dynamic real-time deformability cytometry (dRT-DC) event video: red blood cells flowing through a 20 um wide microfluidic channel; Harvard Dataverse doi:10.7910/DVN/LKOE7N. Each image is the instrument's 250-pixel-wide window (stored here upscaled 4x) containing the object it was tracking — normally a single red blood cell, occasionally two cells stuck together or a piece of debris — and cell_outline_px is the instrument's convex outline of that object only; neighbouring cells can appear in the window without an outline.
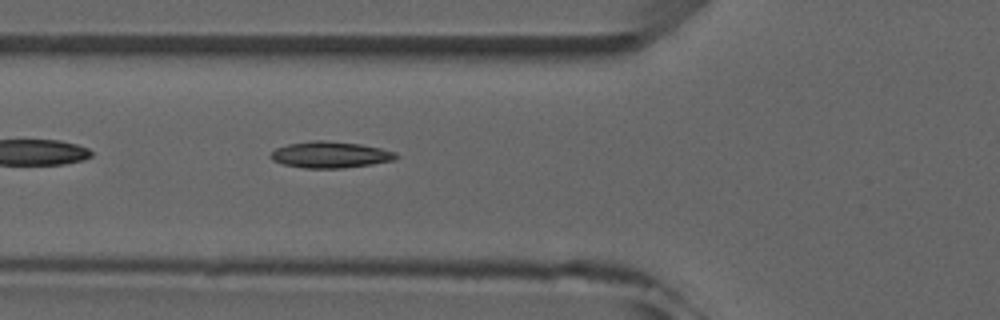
{"species": "common noctule bat (a hibernating species)", "species_latin": "Nyctalus noctula", "temperature_condition": "room temperature", "stored_images_in_passage": 5, "camera_frame_rate_fps": 3000, "um_per_image_px": 0.085, "animal": {"sex": "male", "forearm_length_mm": 52.5}, "frame": {"image": 1, "passage_image": 5, "time_ms": 5.333, "image_size_px": [1000, 320], "cell_outline_px": [[400, 156], [392, 160], [372, 164], [344, 168], [304, 168], [284, 164], [272, 160], [268, 156], [276, 148], [288, 144], [312, 140], [324, 140], [360, 144], [380, 148], [396, 152]], "centroid_in_image_um": [28.06, 13.15], "position_along_channel_um": 97.7, "area_um2": 19.25}}